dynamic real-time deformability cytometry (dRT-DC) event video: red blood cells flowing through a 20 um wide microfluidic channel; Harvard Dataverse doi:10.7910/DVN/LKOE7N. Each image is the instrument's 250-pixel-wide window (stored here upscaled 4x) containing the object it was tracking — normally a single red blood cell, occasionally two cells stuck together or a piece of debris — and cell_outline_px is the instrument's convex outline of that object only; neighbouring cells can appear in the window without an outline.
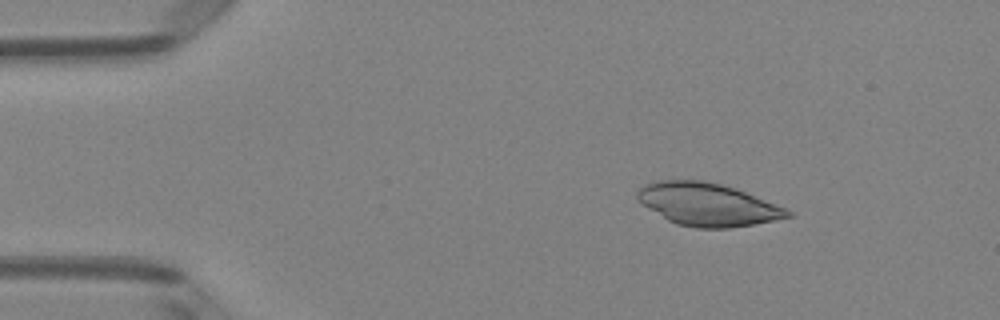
{"species": "Egyptian fruit bat (a non-hibernating species)", "species_latin": "Rousettus aegyptiacus", "temperature_condition": "room temperature", "stored_images_in_passage": 13, "camera_frame_rate_fps": 3000, "um_per_image_px": 0.085, "animal": {"sex": "female"}, "frame": {"image": 1, "passage_image": 6, "time_ms": 1.667, "image_size_px": [1000, 320], "cell_outline_px": [[792, 216], [776, 220], [728, 228], [696, 228], [676, 224], [668, 220], [636, 200], [636, 192], [644, 184], [660, 180], [704, 180], [736, 188], [784, 208], [792, 212]], "centroid_in_image_um": [60.11, 17.37], "position_along_channel_um": 24.9, "area_um2": 37.17}}